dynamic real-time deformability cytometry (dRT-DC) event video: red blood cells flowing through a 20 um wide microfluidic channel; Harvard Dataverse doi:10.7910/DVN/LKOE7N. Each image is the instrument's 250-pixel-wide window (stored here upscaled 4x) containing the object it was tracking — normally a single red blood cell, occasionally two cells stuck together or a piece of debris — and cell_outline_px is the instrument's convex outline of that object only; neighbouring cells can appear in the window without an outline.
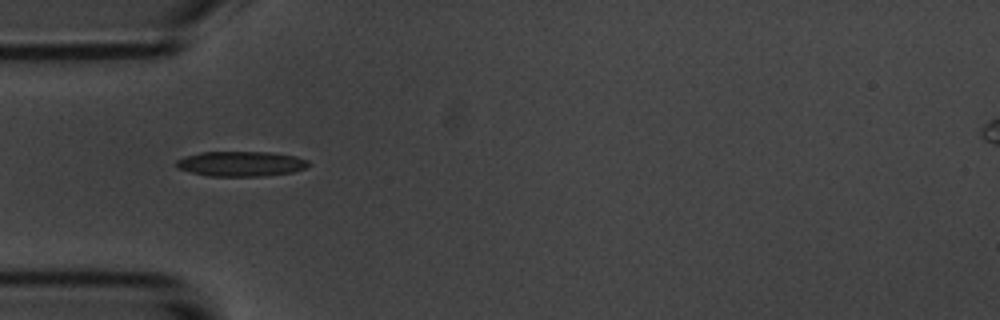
{"species": "common noctule bat (a hibernating species)", "species_latin": "Nyctalus noctula", "temperature_condition": "room temperature", "stored_images_in_passage": 13, "camera_frame_rate_fps": 3000, "um_per_image_px": 0.085, "animal": {"sex": "male", "body_mass_g": 20.1, "forearm_length_mm": 53.5}, "frame": {"image": 1, "passage_image": 3, "time_ms": 6.0, "image_size_px": [1000, 320], "cell_outline_px": [[308, 164], [304, 168], [292, 172], [264, 176], [208, 176], [176, 168], [176, 160], [184, 156], [200, 152], [268, 152], [296, 156], [308, 160]], "centroid_in_image_um": [20.44, 13.92], "position_along_channel_um": 64.6, "area_um2": 19.25}}
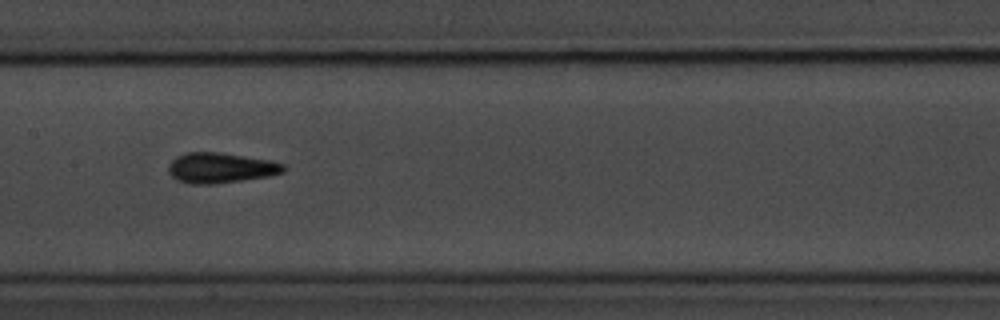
{"frame": {"image": 2, "passage_image": 6, "time_ms": 9.333, "image_size_px": [1000, 320], "cell_outline_px": [[288, 168], [284, 172], [268, 176], [212, 184], [188, 184], [176, 180], [168, 172], [168, 164], [176, 156], [184, 152], [220, 152], [268, 160], [284, 164]], "centroid_in_image_um": [18.71, 14.26], "position_along_channel_um": 188.7, "area_um2": 20.4}}
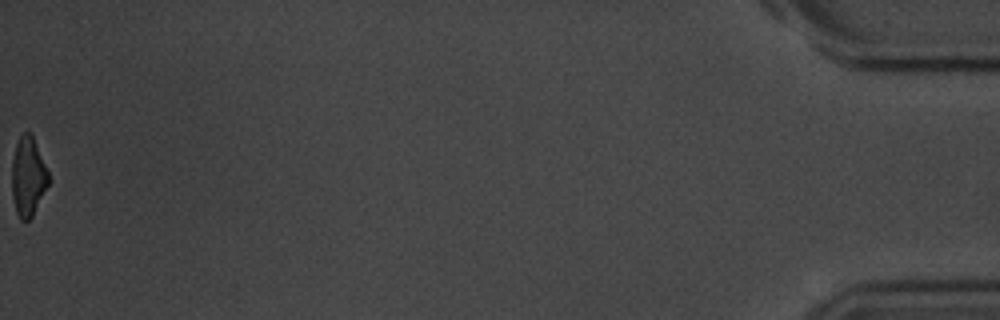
{"frame": {"image": 3, "passage_image": 13, "time_ms": 18.667, "image_size_px": [1000, 320], "cell_outline_px": [[48, 184], [32, 216], [28, 220], [20, 220], [16, 212], [12, 196], [12, 160], [16, 144], [20, 136], [24, 132], [28, 132], [32, 136], [48, 172]], "centroid_in_image_um": [2.36, 15.03], "position_along_channel_um": 432.8, "area_um2": 16.47}, "authors_computed_cell_mechanics": {"area_um2": 18.9584, "velocity_mm_per_s": 3.7074, "shape_relaxation_time_tau1_ms": 3.5573, "shape_relaxation_time_tau2_ms": 1.2411, "deformation_change_tau1": 0.1481, "deformation_change_tau2": 0.0733}}